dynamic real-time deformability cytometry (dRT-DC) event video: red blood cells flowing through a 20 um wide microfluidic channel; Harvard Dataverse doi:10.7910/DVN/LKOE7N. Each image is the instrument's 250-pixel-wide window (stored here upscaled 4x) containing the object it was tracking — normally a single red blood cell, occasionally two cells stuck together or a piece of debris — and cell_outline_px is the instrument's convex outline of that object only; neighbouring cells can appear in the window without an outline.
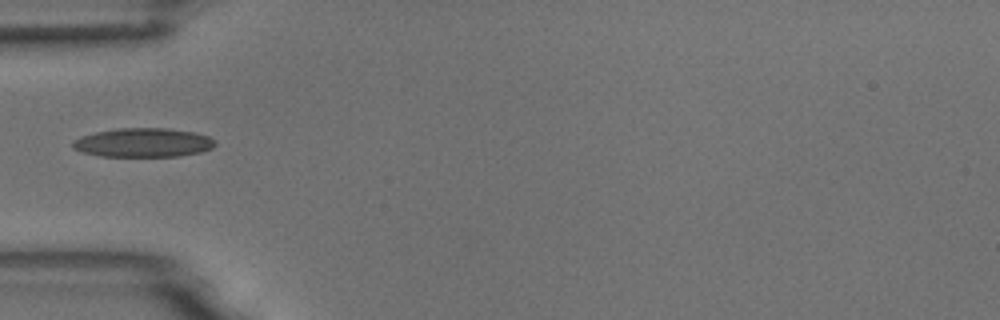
{"species": "common noctule bat (a hibernating species)", "species_latin": "Nyctalus noctula", "temperature_condition": "room temperature", "stored_images_in_passage": 6, "camera_frame_rate_fps": 3000, "um_per_image_px": 0.085, "animal": {"sex": "male", "body_mass_g": 18.8}, "frame": {"image": 1, "passage_image": 6, "time_ms": 1.667, "image_size_px": [1000, 320], "cell_outline_px": [[216, 144], [212, 148], [200, 152], [180, 156], [100, 156], [84, 152], [72, 148], [72, 140], [80, 136], [96, 132], [120, 128], [168, 128], [196, 132], [208, 136], [216, 140]], "centroid_in_image_um": [12.19, 12.11], "position_along_channel_um": 72.8, "area_um2": 24.16}}